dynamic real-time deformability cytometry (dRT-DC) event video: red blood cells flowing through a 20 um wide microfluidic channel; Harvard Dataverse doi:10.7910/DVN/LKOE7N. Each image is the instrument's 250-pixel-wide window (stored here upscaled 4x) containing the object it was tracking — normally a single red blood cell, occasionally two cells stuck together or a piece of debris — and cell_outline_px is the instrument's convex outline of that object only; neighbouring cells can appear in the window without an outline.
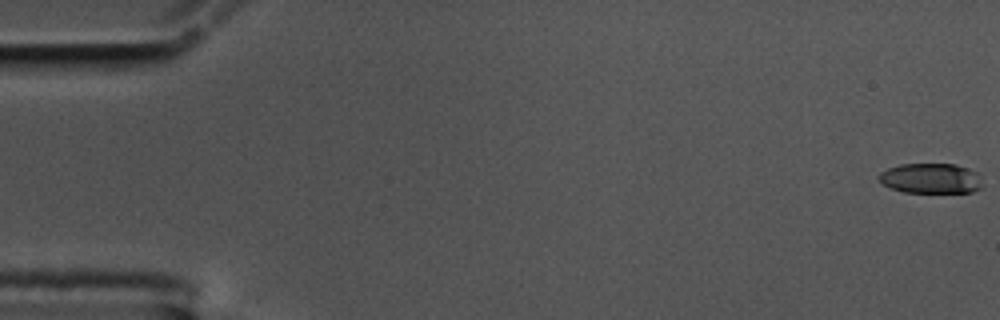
{"species": "common noctule bat (a hibernating species)", "species_latin": "Nyctalus noctula", "temperature_condition": "cold", "stored_images_in_passage": 59, "camera_frame_rate_fps": 3000, "um_per_image_px": 0.085, "animal": {"sex": "male", "body_mass_g": 17.5, "forearm_length_mm": 52.3}, "frame": {"image": 1, "passage_image": 1, "time_ms": 0.0, "image_size_px": [1000, 320], "cell_outline_px": [[984, 188], [972, 192], [904, 192], [892, 188], [884, 184], [880, 180], [880, 172], [888, 168], [900, 164], [956, 164], [968, 168], [976, 172]], "centroid_in_image_um": [79.16, 15.16], "position_along_channel_um": 5.8, "area_um2": 18.09}}
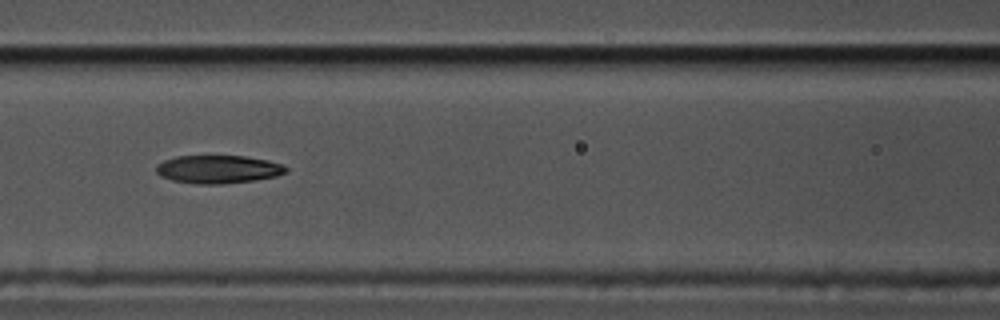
{"frame": {"image": 2, "passage_image": 26, "time_ms": 8.333, "image_size_px": [1000, 320], "cell_outline_px": [[288, 172], [276, 176], [252, 180], [224, 184], [196, 184], [172, 180], [160, 176], [156, 172], [156, 168], [164, 160], [176, 156], [244, 156], [268, 160], [284, 164], [288, 168]], "centroid_in_image_um": [18.57, 14.39], "position_along_channel_um": 148.0, "area_um2": 21.27}}
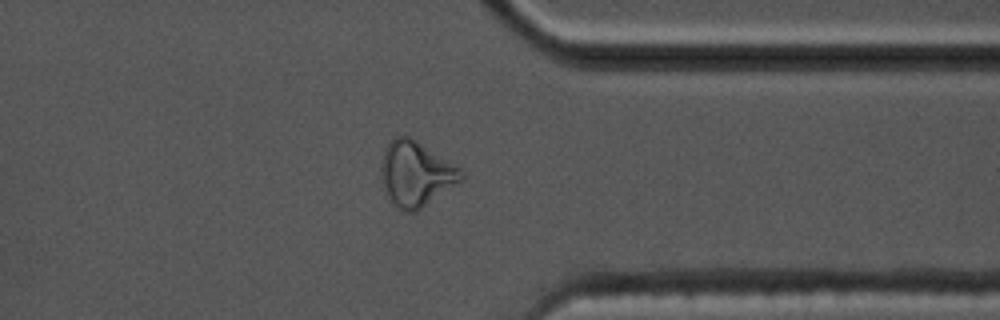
{"frame": {"image": 3, "passage_image": 46, "time_ms": 15.0, "image_size_px": [1000, 320], "cell_outline_px": [[464, 180], [416, 212], [408, 212], [400, 208], [388, 196], [380, 176], [380, 164], [384, 152], [388, 144], [396, 136], [412, 136], [460, 168], [464, 172]], "centroid_in_image_um": [35.38, 14.76], "position_along_channel_um": 376.0, "area_um2": 30.35}, "authors_computed_cell_mechanics": {"area_um2": 21.5016, "velocity_mm_per_s": 3.5018, "shape_relaxation_time_tau1_ms": 11.0871, "shape_relaxation_time_tau2_ms": 3.3239, "deformation_change_tau1": 0.243, "deformation_change_tau2": 0.1147}}